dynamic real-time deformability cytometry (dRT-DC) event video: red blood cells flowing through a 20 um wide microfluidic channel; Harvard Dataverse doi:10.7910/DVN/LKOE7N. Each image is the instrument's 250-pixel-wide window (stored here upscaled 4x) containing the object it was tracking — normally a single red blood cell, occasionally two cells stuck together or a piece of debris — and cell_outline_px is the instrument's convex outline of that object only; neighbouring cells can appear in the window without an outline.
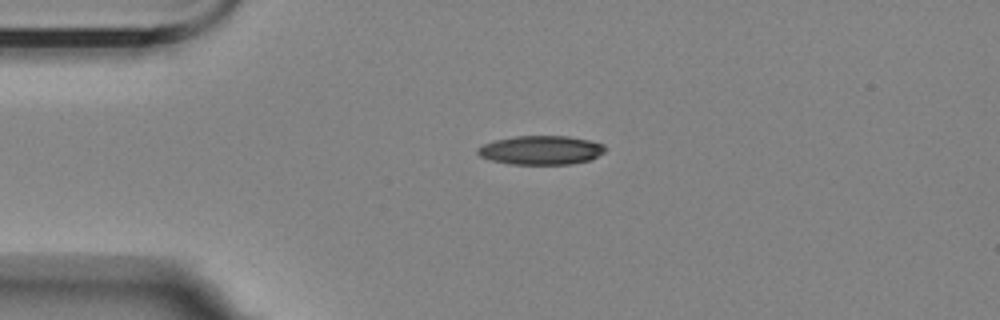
{"species": "Egyptian fruit bat (a non-hibernating species)", "species_latin": "Rousettus aegyptiacus", "temperature_condition": "room temperature", "stored_images_in_passage": 45, "camera_frame_rate_fps": 3000, "um_per_image_px": 0.085, "animal": {"sex": "female"}, "frame": {"image": 1, "passage_image": 1, "time_ms": 0.0, "image_size_px": [1000, 320], "cell_outline_px": [[608, 148], [604, 152], [592, 160], [572, 164], [508, 164], [492, 160], [480, 156], [476, 152], [476, 148], [484, 144], [496, 140], [516, 136], [568, 136], [588, 140], [604, 144]], "centroid_in_image_um": [46.02, 12.77], "position_along_channel_um": 39.0, "area_um2": 21.62}}
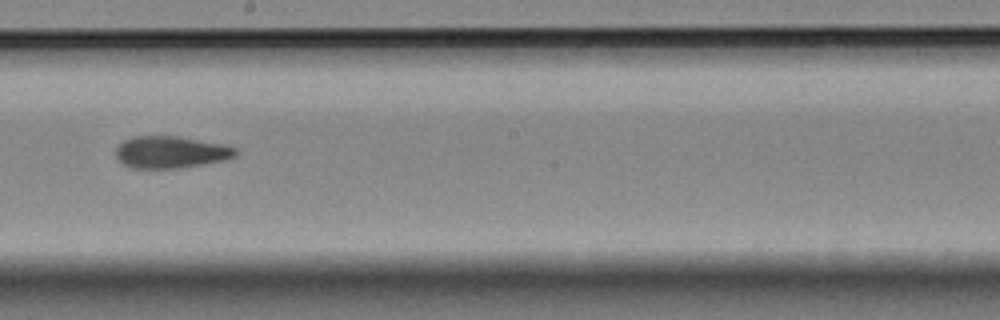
{"frame": {"image": 2, "passage_image": 20, "time_ms": 6.333, "image_size_px": [1000, 320], "cell_outline_px": [[240, 152], [236, 156], [224, 160], [180, 168], [128, 168], [116, 160], [116, 148], [124, 140], [132, 136], [176, 136], [220, 144], [236, 148]], "centroid_in_image_um": [14.47, 12.94], "position_along_channel_um": 233.7, "area_um2": 22.37}}
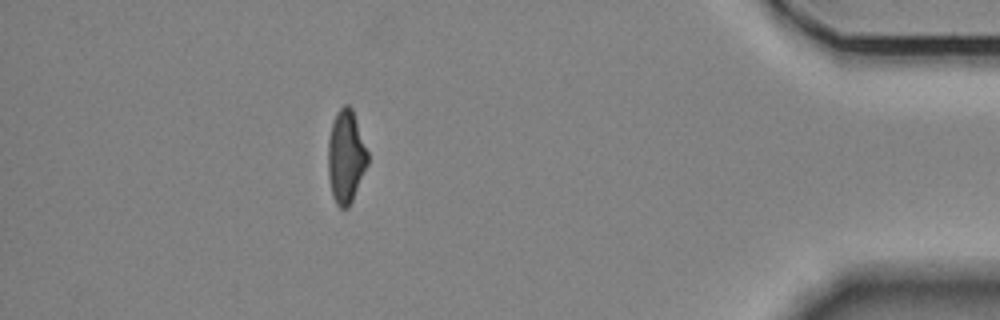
{"frame": {"image": 3, "passage_image": 39, "time_ms": 12.667, "image_size_px": [1000, 320], "cell_outline_px": [[368, 164], [352, 200], [348, 208], [340, 208], [336, 204], [332, 196], [328, 176], [328, 140], [332, 124], [336, 112], [344, 104], [348, 104], [352, 108], [368, 152]], "centroid_in_image_um": [29.4, 13.32], "position_along_channel_um": 405.8, "area_um2": 21.5}, "authors_computed_cell_mechanics": {"area_um2": 22.253, "velocity_mm_per_s": 3.4757, "shape_relaxation_time_tau1_ms": null, "shape_relaxation_time_tau2_ms": 4.3687, "deformation_change_tau1": null, "deformation_change_tau2": 0.1177}}